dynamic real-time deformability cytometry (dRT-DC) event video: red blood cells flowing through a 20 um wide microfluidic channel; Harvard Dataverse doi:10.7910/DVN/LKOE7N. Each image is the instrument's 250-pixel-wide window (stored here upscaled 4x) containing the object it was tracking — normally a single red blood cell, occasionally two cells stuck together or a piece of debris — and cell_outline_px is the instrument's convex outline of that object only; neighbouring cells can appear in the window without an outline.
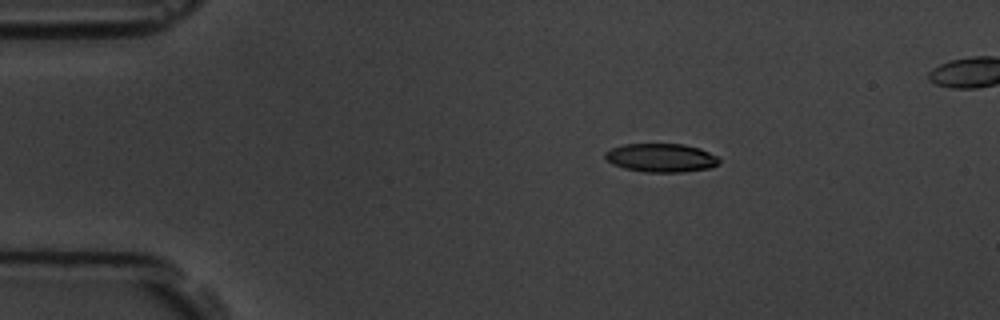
{"species": "common noctule bat (a hibernating species)", "species_latin": "Nyctalus noctula", "temperature_condition": "room temperature", "stored_images_in_passage": 6, "segment_of_instrument_passage": [1, 2], "camera_frame_rate_fps": 3000, "um_per_image_px": 0.085, "animal": {"sex": "male", "body_mass_g": 19.5, "forearm_length_mm": 54.6}, "frame": {"image": 1, "passage_image": 3, "time_ms": 3.0, "image_size_px": [1000, 320], "cell_outline_px": [[720, 164], [712, 168], [680, 172], [644, 172], [624, 168], [612, 164], [604, 156], [604, 152], [612, 148], [624, 144], [684, 144], [700, 148], [716, 156], [720, 160]], "centroid_in_image_um": [56.21, 13.41], "position_along_channel_um": 28.8, "area_um2": 19.07}}